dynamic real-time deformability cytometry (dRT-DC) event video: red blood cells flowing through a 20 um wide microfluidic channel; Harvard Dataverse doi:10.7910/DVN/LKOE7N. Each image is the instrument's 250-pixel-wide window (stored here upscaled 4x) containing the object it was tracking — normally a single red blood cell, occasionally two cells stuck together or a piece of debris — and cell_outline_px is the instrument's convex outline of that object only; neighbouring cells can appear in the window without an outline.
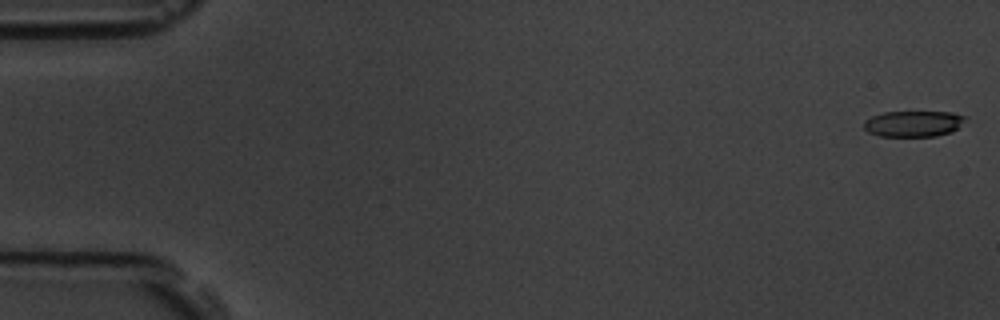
{"species": "common noctule bat (a hibernating species)", "species_latin": "Nyctalus noctula", "temperature_condition": "room temperature", "stored_images_in_passage": 6, "camera_frame_rate_fps": 3000, "um_per_image_px": 0.085, "animal": {"sex": "male", "body_mass_g": 19.5, "forearm_length_mm": 54.6}, "frame": {"image": 1, "passage_image": 1, "time_ms": 0.0, "image_size_px": [1000, 320], "cell_outline_px": [[968, 116], [952, 132], [936, 136], [880, 136], [868, 132], [864, 128], [864, 120], [872, 116], [884, 112], [952, 112]], "centroid_in_image_um": [77.63, 10.51], "position_along_channel_um": 7.4, "area_um2": 15.32}}
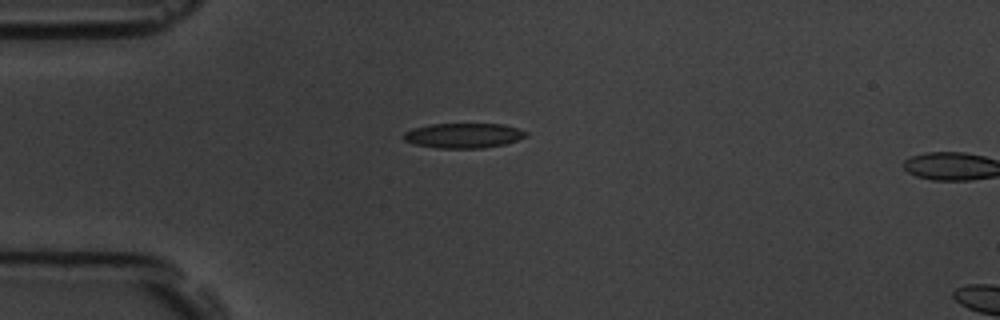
{"frame": {"image": 2, "passage_image": 5, "time_ms": 1.333, "image_size_px": [1000, 320], "cell_outline_px": [[528, 136], [504, 144], [484, 148], [440, 148], [416, 144], [404, 140], [404, 132], [412, 128], [432, 124], [504, 124], [528, 132]], "centroid_in_image_um": [39.41, 11.51], "position_along_channel_um": 45.6, "area_um2": 17.63}}